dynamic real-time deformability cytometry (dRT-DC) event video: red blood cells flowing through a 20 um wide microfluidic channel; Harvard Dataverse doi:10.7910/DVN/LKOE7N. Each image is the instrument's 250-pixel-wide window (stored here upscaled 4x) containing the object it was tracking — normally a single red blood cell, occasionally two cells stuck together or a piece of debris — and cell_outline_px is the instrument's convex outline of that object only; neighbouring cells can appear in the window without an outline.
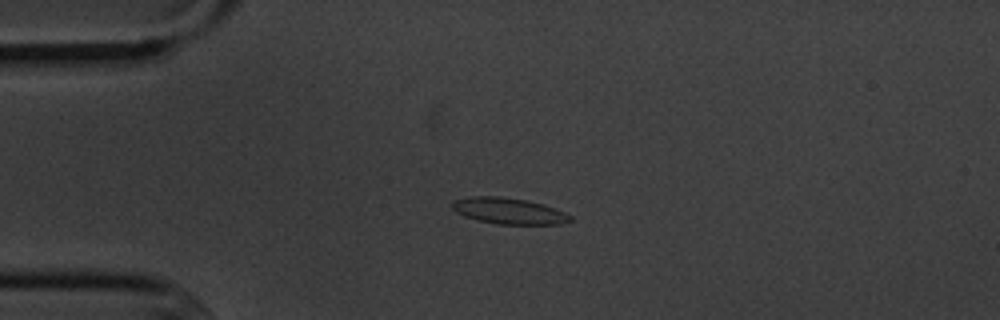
{"species": "common noctule bat (a hibernating species)", "species_latin": "Nyctalus noctula", "temperature_condition": "cold", "stored_images_in_passage": 4, "camera_frame_rate_fps": 3000, "um_per_image_px": 0.085, "animal": {"sex": "male", "body_mass_g": 20.1, "forearm_length_mm": 53.5}, "frame": {"image": 1, "passage_image": 4, "time_ms": 3.667, "image_size_px": [1000, 320], "cell_outline_px": [[572, 220], [560, 224], [496, 224], [464, 216], [456, 212], [452, 208], [452, 200], [472, 196], [496, 196], [524, 200], [544, 204], [556, 208], [572, 216]], "centroid_in_image_um": [43.25, 17.93], "position_along_channel_um": 41.8, "area_um2": 17.92}}